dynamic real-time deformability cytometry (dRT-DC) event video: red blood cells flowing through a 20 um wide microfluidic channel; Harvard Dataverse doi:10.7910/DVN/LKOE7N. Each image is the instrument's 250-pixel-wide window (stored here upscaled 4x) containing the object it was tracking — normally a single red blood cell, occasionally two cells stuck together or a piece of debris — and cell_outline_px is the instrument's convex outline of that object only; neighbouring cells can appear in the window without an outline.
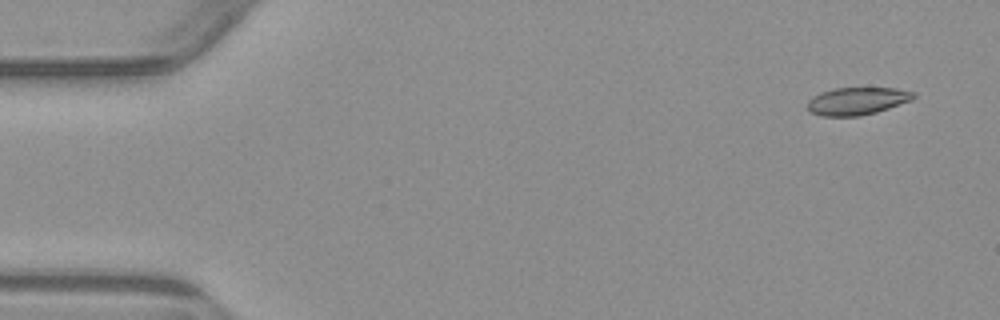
{"species": "common noctule bat (a hibernating species)", "species_latin": "Nyctalus noctula", "temperature_condition": "warm", "stored_images_in_passage": 4, "camera_frame_rate_fps": 3000, "um_per_image_px": 0.085, "animal": {"sex": "male", "body_mass_g": 23.1, "forearm_length_mm": 52.7}, "frame": {"image": 1, "passage_image": 1, "time_ms": 0.0, "image_size_px": [1000, 320], "cell_outline_px": [[916, 96], [912, 100], [876, 112], [860, 116], [820, 116], [808, 112], [808, 100], [812, 96], [820, 92], [832, 88], [896, 88], [916, 92]], "centroid_in_image_um": [72.83, 8.58], "position_along_channel_um": 12.2, "area_um2": 17.22}}
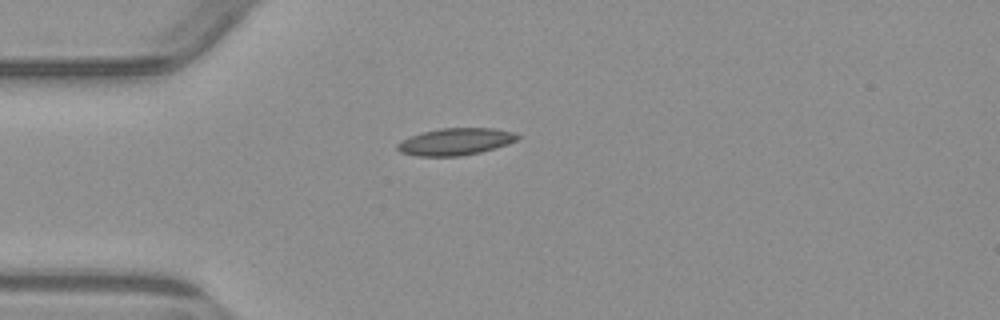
{"frame": {"image": 2, "passage_image": 4, "time_ms": 3.667, "image_size_px": [1000, 320], "cell_outline_px": [[520, 136], [516, 140], [508, 144], [480, 152], [460, 156], [416, 156], [400, 152], [396, 148], [396, 144], [412, 136], [424, 132], [440, 128], [492, 128], [516, 132]], "centroid_in_image_um": [38.74, 12.04], "position_along_channel_um": 46.3, "area_um2": 18.79}}